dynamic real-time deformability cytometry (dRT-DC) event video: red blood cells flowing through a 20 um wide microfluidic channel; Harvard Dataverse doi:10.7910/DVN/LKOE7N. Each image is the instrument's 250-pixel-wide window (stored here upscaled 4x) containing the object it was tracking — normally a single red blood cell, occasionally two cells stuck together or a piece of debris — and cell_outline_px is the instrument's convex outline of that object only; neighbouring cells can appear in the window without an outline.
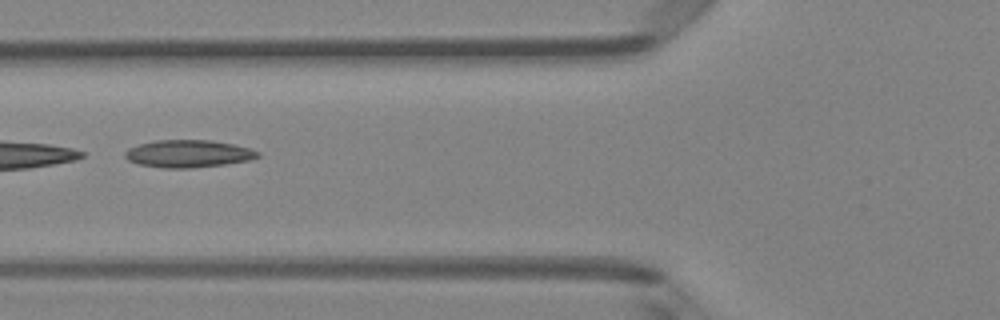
{"species": "Egyptian fruit bat (a non-hibernating species)", "species_latin": "Rousettus aegyptiacus", "temperature_condition": "room temperature", "stored_images_in_passage": 6, "camera_frame_rate_fps": 3000, "um_per_image_px": 0.085, "animal": {"sex": "female"}, "frame": {"image": 1, "passage_image": 6, "time_ms": 1.667, "image_size_px": [1000, 320], "cell_outline_px": [[260, 156], [248, 160], [224, 164], [192, 168], [160, 168], [136, 164], [128, 160], [124, 156], [124, 152], [128, 148], [140, 144], [156, 140], [212, 140], [232, 144], [248, 148], [260, 152]], "centroid_in_image_um": [15.95, 13.07], "position_along_channel_um": 109.8, "area_um2": 21.27}}